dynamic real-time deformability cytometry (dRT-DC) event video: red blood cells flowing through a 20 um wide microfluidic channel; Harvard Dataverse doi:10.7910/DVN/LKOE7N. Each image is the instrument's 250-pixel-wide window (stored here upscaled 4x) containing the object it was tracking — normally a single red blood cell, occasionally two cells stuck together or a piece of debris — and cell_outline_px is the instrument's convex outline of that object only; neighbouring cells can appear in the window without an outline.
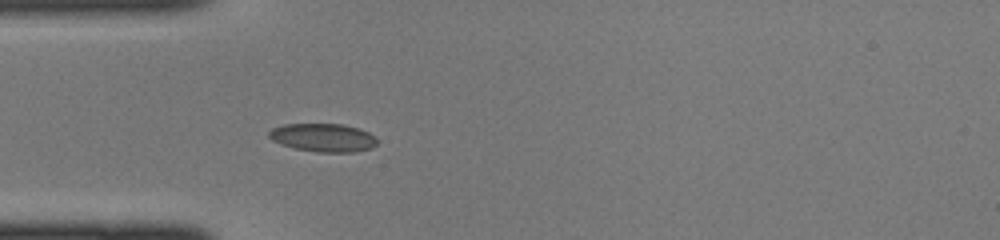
{"species": "common noctule bat (a hibernating species)", "species_latin": "Nyctalus noctula", "temperature_condition": "cold", "stored_images_in_passage": 32, "camera_frame_rate_fps": 3000, "um_per_image_px": 0.085, "animal": {"sex": "female", "body_mass_g": 22.0, "forearm_length_mm": 56.7}, "frame": {"image": 1, "passage_image": 1, "time_ms": 0.0, "image_size_px": [1000, 240], "cell_outline_px": [[376, 144], [372, 148], [356, 152], [316, 152], [296, 148], [280, 144], [272, 140], [268, 136], [268, 132], [272, 128], [284, 124], [340, 124], [356, 128], [368, 132], [376, 140]], "centroid_in_image_um": [27.43, 11.7], "position_along_channel_um": 57.6, "area_um2": 17.69}}
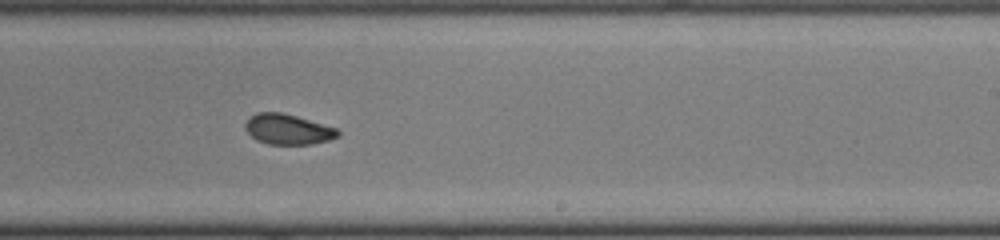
{"frame": {"image": 2, "passage_image": 15, "time_ms": 4.667, "image_size_px": [1000, 240], "cell_outline_px": [[340, 136], [328, 140], [312, 144], [268, 144], [256, 140], [244, 128], [244, 124], [256, 112], [280, 112], [296, 116], [336, 128], [340, 132]], "centroid_in_image_um": [24.46, 10.99], "position_along_channel_um": 264.5, "area_um2": 16.24}}
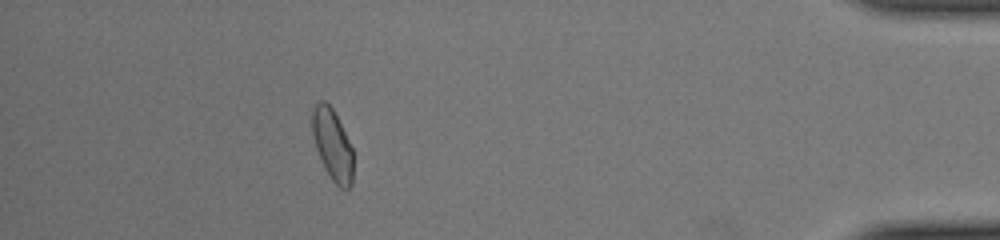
{"frame": {"image": 3, "passage_image": 28, "time_ms": 9.0, "image_size_px": [1000, 240], "cell_outline_px": [[352, 184], [344, 192], [332, 180], [316, 148], [312, 136], [312, 108], [320, 100], [324, 100], [332, 108], [352, 148]], "centroid_in_image_um": [28.25, 12.3], "position_along_channel_um": 407.0, "area_um2": 16.65}}